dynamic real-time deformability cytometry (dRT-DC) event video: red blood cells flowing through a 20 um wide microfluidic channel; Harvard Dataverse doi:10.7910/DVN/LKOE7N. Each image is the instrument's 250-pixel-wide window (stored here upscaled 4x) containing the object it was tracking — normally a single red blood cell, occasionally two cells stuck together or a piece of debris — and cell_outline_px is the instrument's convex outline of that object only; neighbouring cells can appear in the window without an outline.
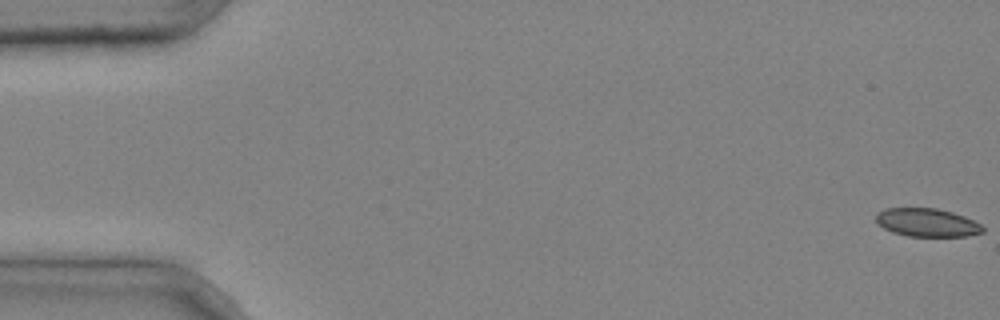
{"species": "common noctule bat (a hibernating species)", "species_latin": "Nyctalus noctula", "temperature_condition": "cold", "stored_images_in_passage": 6, "camera_frame_rate_fps": 3000, "um_per_image_px": 0.085, "animal": {"sex": "male", "body_mass_g": 20.4}, "frame": {"image": 1, "passage_image": 1, "time_ms": 0.0, "image_size_px": [1000, 320], "cell_outline_px": [[984, 232], [968, 236], [908, 236], [892, 232], [884, 228], [876, 220], [876, 212], [884, 208], [936, 208], [952, 212], [964, 216], [980, 224], [984, 228]], "centroid_in_image_um": [78.79, 18.91], "position_along_channel_um": 6.2, "area_um2": 17.57}}
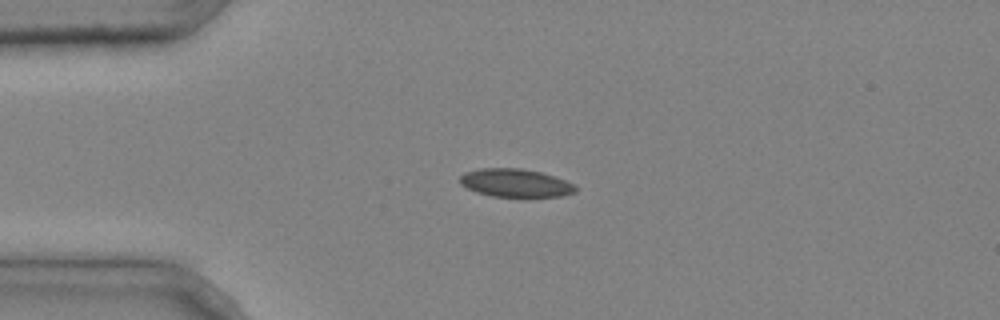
{"frame": {"image": 2, "passage_image": 4, "time_ms": 1.0, "image_size_px": [1000, 320], "cell_outline_px": [[576, 192], [560, 196], [492, 196], [476, 192], [460, 184], [460, 176], [464, 172], [480, 168], [520, 168], [540, 172], [556, 176], [576, 184]], "centroid_in_image_um": [43.82, 15.54], "position_along_channel_um": 41.2, "area_um2": 18.96}}